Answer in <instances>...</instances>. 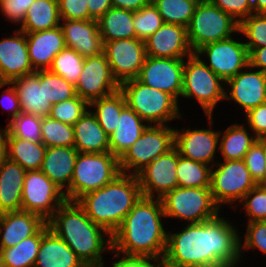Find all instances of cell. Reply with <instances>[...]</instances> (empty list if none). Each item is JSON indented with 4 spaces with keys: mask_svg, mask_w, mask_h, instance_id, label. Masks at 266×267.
I'll use <instances>...</instances> for the list:
<instances>
[{
    "mask_svg": "<svg viewBox=\"0 0 266 267\" xmlns=\"http://www.w3.org/2000/svg\"><path fill=\"white\" fill-rule=\"evenodd\" d=\"M240 237V253L242 254V247L245 249L254 248L259 249L266 255V221L248 222L246 237L241 245Z\"/></svg>",
    "mask_w": 266,
    "mask_h": 267,
    "instance_id": "c3c4849f",
    "label": "cell"
},
{
    "mask_svg": "<svg viewBox=\"0 0 266 267\" xmlns=\"http://www.w3.org/2000/svg\"><path fill=\"white\" fill-rule=\"evenodd\" d=\"M219 133L209 129H175L174 147L182 157L209 165L219 145Z\"/></svg>",
    "mask_w": 266,
    "mask_h": 267,
    "instance_id": "ffe728a7",
    "label": "cell"
},
{
    "mask_svg": "<svg viewBox=\"0 0 266 267\" xmlns=\"http://www.w3.org/2000/svg\"><path fill=\"white\" fill-rule=\"evenodd\" d=\"M0 267H3L2 266V251H1V248H0Z\"/></svg>",
    "mask_w": 266,
    "mask_h": 267,
    "instance_id": "e7e4bbea",
    "label": "cell"
},
{
    "mask_svg": "<svg viewBox=\"0 0 266 267\" xmlns=\"http://www.w3.org/2000/svg\"><path fill=\"white\" fill-rule=\"evenodd\" d=\"M174 130L167 125H148L119 158L121 173L137 175L154 159L171 150L174 147ZM130 169L134 170L133 173Z\"/></svg>",
    "mask_w": 266,
    "mask_h": 267,
    "instance_id": "30bf717a",
    "label": "cell"
},
{
    "mask_svg": "<svg viewBox=\"0 0 266 267\" xmlns=\"http://www.w3.org/2000/svg\"><path fill=\"white\" fill-rule=\"evenodd\" d=\"M144 43L150 57L184 59L194 53L189 45L187 28L177 24L163 23Z\"/></svg>",
    "mask_w": 266,
    "mask_h": 267,
    "instance_id": "ac0fdd59",
    "label": "cell"
},
{
    "mask_svg": "<svg viewBox=\"0 0 266 267\" xmlns=\"http://www.w3.org/2000/svg\"><path fill=\"white\" fill-rule=\"evenodd\" d=\"M198 56L207 54L209 68L224 82L236 76L244 68H249L248 50L245 43L238 42L232 37L208 43L198 49Z\"/></svg>",
    "mask_w": 266,
    "mask_h": 267,
    "instance_id": "9a60e30c",
    "label": "cell"
},
{
    "mask_svg": "<svg viewBox=\"0 0 266 267\" xmlns=\"http://www.w3.org/2000/svg\"><path fill=\"white\" fill-rule=\"evenodd\" d=\"M42 143L46 147H74L73 125L63 123L50 116L42 117Z\"/></svg>",
    "mask_w": 266,
    "mask_h": 267,
    "instance_id": "ab89813d",
    "label": "cell"
},
{
    "mask_svg": "<svg viewBox=\"0 0 266 267\" xmlns=\"http://www.w3.org/2000/svg\"><path fill=\"white\" fill-rule=\"evenodd\" d=\"M246 129L243 125L232 124L225 130L224 134L219 133V151L223 160L244 159L245 154L257 140L255 136H249Z\"/></svg>",
    "mask_w": 266,
    "mask_h": 267,
    "instance_id": "836d02e7",
    "label": "cell"
},
{
    "mask_svg": "<svg viewBox=\"0 0 266 267\" xmlns=\"http://www.w3.org/2000/svg\"><path fill=\"white\" fill-rule=\"evenodd\" d=\"M233 32L239 33V23L210 1L198 2L187 26L189 45L194 53L208 43L230 38Z\"/></svg>",
    "mask_w": 266,
    "mask_h": 267,
    "instance_id": "ba28073f",
    "label": "cell"
},
{
    "mask_svg": "<svg viewBox=\"0 0 266 267\" xmlns=\"http://www.w3.org/2000/svg\"><path fill=\"white\" fill-rule=\"evenodd\" d=\"M178 151L175 147L150 162L138 174L142 196L162 198L167 192L178 187L176 168ZM157 192V193H156Z\"/></svg>",
    "mask_w": 266,
    "mask_h": 267,
    "instance_id": "e0dca14e",
    "label": "cell"
},
{
    "mask_svg": "<svg viewBox=\"0 0 266 267\" xmlns=\"http://www.w3.org/2000/svg\"><path fill=\"white\" fill-rule=\"evenodd\" d=\"M162 217L165 218L161 199L141 196L111 235L115 256L123 253L163 259L168 233L163 228Z\"/></svg>",
    "mask_w": 266,
    "mask_h": 267,
    "instance_id": "7a4b0ae2",
    "label": "cell"
},
{
    "mask_svg": "<svg viewBox=\"0 0 266 267\" xmlns=\"http://www.w3.org/2000/svg\"><path fill=\"white\" fill-rule=\"evenodd\" d=\"M239 32L249 39L245 43L247 49L266 47V14L253 13L243 19L239 23Z\"/></svg>",
    "mask_w": 266,
    "mask_h": 267,
    "instance_id": "7bdbcfd3",
    "label": "cell"
},
{
    "mask_svg": "<svg viewBox=\"0 0 266 267\" xmlns=\"http://www.w3.org/2000/svg\"><path fill=\"white\" fill-rule=\"evenodd\" d=\"M246 118L253 135L260 140L266 139V103L251 109L246 113Z\"/></svg>",
    "mask_w": 266,
    "mask_h": 267,
    "instance_id": "f5cc1de1",
    "label": "cell"
},
{
    "mask_svg": "<svg viewBox=\"0 0 266 267\" xmlns=\"http://www.w3.org/2000/svg\"><path fill=\"white\" fill-rule=\"evenodd\" d=\"M238 23L254 13L252 0H209ZM241 17V18H240Z\"/></svg>",
    "mask_w": 266,
    "mask_h": 267,
    "instance_id": "681fc988",
    "label": "cell"
},
{
    "mask_svg": "<svg viewBox=\"0 0 266 267\" xmlns=\"http://www.w3.org/2000/svg\"><path fill=\"white\" fill-rule=\"evenodd\" d=\"M44 93L52 104L69 100L76 96L75 86L62 76L44 70Z\"/></svg>",
    "mask_w": 266,
    "mask_h": 267,
    "instance_id": "ee69618b",
    "label": "cell"
},
{
    "mask_svg": "<svg viewBox=\"0 0 266 267\" xmlns=\"http://www.w3.org/2000/svg\"><path fill=\"white\" fill-rule=\"evenodd\" d=\"M211 166V195L219 208L224 203L241 201L257 185L243 159L223 160L214 171V164Z\"/></svg>",
    "mask_w": 266,
    "mask_h": 267,
    "instance_id": "8fae6325",
    "label": "cell"
},
{
    "mask_svg": "<svg viewBox=\"0 0 266 267\" xmlns=\"http://www.w3.org/2000/svg\"><path fill=\"white\" fill-rule=\"evenodd\" d=\"M35 0H0V12L11 22L22 24L27 10Z\"/></svg>",
    "mask_w": 266,
    "mask_h": 267,
    "instance_id": "816d5d0a",
    "label": "cell"
},
{
    "mask_svg": "<svg viewBox=\"0 0 266 267\" xmlns=\"http://www.w3.org/2000/svg\"><path fill=\"white\" fill-rule=\"evenodd\" d=\"M87 107H90L89 104L76 95L69 100L52 104L48 116L63 123L74 125L88 110Z\"/></svg>",
    "mask_w": 266,
    "mask_h": 267,
    "instance_id": "f6af8a7d",
    "label": "cell"
},
{
    "mask_svg": "<svg viewBox=\"0 0 266 267\" xmlns=\"http://www.w3.org/2000/svg\"><path fill=\"white\" fill-rule=\"evenodd\" d=\"M27 171L5 157L0 163V214L20 211L23 181Z\"/></svg>",
    "mask_w": 266,
    "mask_h": 267,
    "instance_id": "83f0119b",
    "label": "cell"
},
{
    "mask_svg": "<svg viewBox=\"0 0 266 267\" xmlns=\"http://www.w3.org/2000/svg\"><path fill=\"white\" fill-rule=\"evenodd\" d=\"M84 267H104V263L98 265H85Z\"/></svg>",
    "mask_w": 266,
    "mask_h": 267,
    "instance_id": "be15d7a7",
    "label": "cell"
},
{
    "mask_svg": "<svg viewBox=\"0 0 266 267\" xmlns=\"http://www.w3.org/2000/svg\"><path fill=\"white\" fill-rule=\"evenodd\" d=\"M208 166L209 165L184 158L178 153V165L176 168L178 187L210 188L212 167Z\"/></svg>",
    "mask_w": 266,
    "mask_h": 267,
    "instance_id": "8d00e7d4",
    "label": "cell"
},
{
    "mask_svg": "<svg viewBox=\"0 0 266 267\" xmlns=\"http://www.w3.org/2000/svg\"><path fill=\"white\" fill-rule=\"evenodd\" d=\"M87 0H58L59 15L64 20H87Z\"/></svg>",
    "mask_w": 266,
    "mask_h": 267,
    "instance_id": "f907efd6",
    "label": "cell"
},
{
    "mask_svg": "<svg viewBox=\"0 0 266 267\" xmlns=\"http://www.w3.org/2000/svg\"><path fill=\"white\" fill-rule=\"evenodd\" d=\"M33 72L26 34L16 29L15 36L0 40V83H10Z\"/></svg>",
    "mask_w": 266,
    "mask_h": 267,
    "instance_id": "d6986e66",
    "label": "cell"
},
{
    "mask_svg": "<svg viewBox=\"0 0 266 267\" xmlns=\"http://www.w3.org/2000/svg\"><path fill=\"white\" fill-rule=\"evenodd\" d=\"M97 22L103 42L136 38L132 11L112 7Z\"/></svg>",
    "mask_w": 266,
    "mask_h": 267,
    "instance_id": "d6a6232c",
    "label": "cell"
},
{
    "mask_svg": "<svg viewBox=\"0 0 266 267\" xmlns=\"http://www.w3.org/2000/svg\"><path fill=\"white\" fill-rule=\"evenodd\" d=\"M119 174V158L111 152H78L70 187L64 192L66 200L77 201L84 194L110 183Z\"/></svg>",
    "mask_w": 266,
    "mask_h": 267,
    "instance_id": "5b68a950",
    "label": "cell"
},
{
    "mask_svg": "<svg viewBox=\"0 0 266 267\" xmlns=\"http://www.w3.org/2000/svg\"><path fill=\"white\" fill-rule=\"evenodd\" d=\"M10 83L16 90L22 113L41 118L49 115L52 103L44 93V70H37Z\"/></svg>",
    "mask_w": 266,
    "mask_h": 267,
    "instance_id": "cb8c5ba5",
    "label": "cell"
},
{
    "mask_svg": "<svg viewBox=\"0 0 266 267\" xmlns=\"http://www.w3.org/2000/svg\"><path fill=\"white\" fill-rule=\"evenodd\" d=\"M161 267H179V266L172 265V264L164 261L163 259H161Z\"/></svg>",
    "mask_w": 266,
    "mask_h": 267,
    "instance_id": "6125c7cd",
    "label": "cell"
},
{
    "mask_svg": "<svg viewBox=\"0 0 266 267\" xmlns=\"http://www.w3.org/2000/svg\"><path fill=\"white\" fill-rule=\"evenodd\" d=\"M6 85H10V87H8L4 92L3 95H5L4 97L6 98V103L8 102V104H5V98H2L0 103H2L1 105L6 108L7 110H10L12 113V118L11 120H13L14 118L17 117L18 114L21 113V107H20V102L16 93L15 88L12 86L11 83H0V88L4 87Z\"/></svg>",
    "mask_w": 266,
    "mask_h": 267,
    "instance_id": "11a10c76",
    "label": "cell"
},
{
    "mask_svg": "<svg viewBox=\"0 0 266 267\" xmlns=\"http://www.w3.org/2000/svg\"><path fill=\"white\" fill-rule=\"evenodd\" d=\"M25 34L29 60L35 71L49 69L54 57L66 47L61 26Z\"/></svg>",
    "mask_w": 266,
    "mask_h": 267,
    "instance_id": "d4e9b609",
    "label": "cell"
},
{
    "mask_svg": "<svg viewBox=\"0 0 266 267\" xmlns=\"http://www.w3.org/2000/svg\"><path fill=\"white\" fill-rule=\"evenodd\" d=\"M143 121L128 105L121 110L118 126L109 136L110 152L113 155L120 158L137 141L149 125Z\"/></svg>",
    "mask_w": 266,
    "mask_h": 267,
    "instance_id": "f546056e",
    "label": "cell"
},
{
    "mask_svg": "<svg viewBox=\"0 0 266 267\" xmlns=\"http://www.w3.org/2000/svg\"><path fill=\"white\" fill-rule=\"evenodd\" d=\"M237 229L218 215L167 234L163 260L179 267H235L240 261ZM238 261V262H237Z\"/></svg>",
    "mask_w": 266,
    "mask_h": 267,
    "instance_id": "6da1fadb",
    "label": "cell"
},
{
    "mask_svg": "<svg viewBox=\"0 0 266 267\" xmlns=\"http://www.w3.org/2000/svg\"><path fill=\"white\" fill-rule=\"evenodd\" d=\"M6 135L7 128L0 130V163L6 157Z\"/></svg>",
    "mask_w": 266,
    "mask_h": 267,
    "instance_id": "91938a15",
    "label": "cell"
},
{
    "mask_svg": "<svg viewBox=\"0 0 266 267\" xmlns=\"http://www.w3.org/2000/svg\"><path fill=\"white\" fill-rule=\"evenodd\" d=\"M184 64L182 97L195 98L212 125V115L216 104L224 100V81L217 76L200 56L193 53Z\"/></svg>",
    "mask_w": 266,
    "mask_h": 267,
    "instance_id": "52a82bcc",
    "label": "cell"
},
{
    "mask_svg": "<svg viewBox=\"0 0 266 267\" xmlns=\"http://www.w3.org/2000/svg\"><path fill=\"white\" fill-rule=\"evenodd\" d=\"M112 7L136 12L146 5L150 4L149 0H111Z\"/></svg>",
    "mask_w": 266,
    "mask_h": 267,
    "instance_id": "680465c9",
    "label": "cell"
},
{
    "mask_svg": "<svg viewBox=\"0 0 266 267\" xmlns=\"http://www.w3.org/2000/svg\"><path fill=\"white\" fill-rule=\"evenodd\" d=\"M240 202L245 203L243 209L249 216L248 222L266 221V186L257 184Z\"/></svg>",
    "mask_w": 266,
    "mask_h": 267,
    "instance_id": "7dc6e473",
    "label": "cell"
},
{
    "mask_svg": "<svg viewBox=\"0 0 266 267\" xmlns=\"http://www.w3.org/2000/svg\"><path fill=\"white\" fill-rule=\"evenodd\" d=\"M141 196L137 175L121 173L110 183L84 194L76 202L95 224L112 235Z\"/></svg>",
    "mask_w": 266,
    "mask_h": 267,
    "instance_id": "277c9868",
    "label": "cell"
},
{
    "mask_svg": "<svg viewBox=\"0 0 266 267\" xmlns=\"http://www.w3.org/2000/svg\"><path fill=\"white\" fill-rule=\"evenodd\" d=\"M88 19L98 21L102 15L112 8L111 0H87Z\"/></svg>",
    "mask_w": 266,
    "mask_h": 267,
    "instance_id": "9f6ffc18",
    "label": "cell"
},
{
    "mask_svg": "<svg viewBox=\"0 0 266 267\" xmlns=\"http://www.w3.org/2000/svg\"><path fill=\"white\" fill-rule=\"evenodd\" d=\"M230 95L225 92L224 100H234L248 113L260 104L266 103V73L260 70L240 71L236 76L226 81Z\"/></svg>",
    "mask_w": 266,
    "mask_h": 267,
    "instance_id": "44dd1931",
    "label": "cell"
},
{
    "mask_svg": "<svg viewBox=\"0 0 266 267\" xmlns=\"http://www.w3.org/2000/svg\"><path fill=\"white\" fill-rule=\"evenodd\" d=\"M58 0H35L27 10L20 30L25 33L49 30L60 26Z\"/></svg>",
    "mask_w": 266,
    "mask_h": 267,
    "instance_id": "1f68e13d",
    "label": "cell"
},
{
    "mask_svg": "<svg viewBox=\"0 0 266 267\" xmlns=\"http://www.w3.org/2000/svg\"><path fill=\"white\" fill-rule=\"evenodd\" d=\"M150 1V3H155L157 0H149Z\"/></svg>",
    "mask_w": 266,
    "mask_h": 267,
    "instance_id": "003e7915",
    "label": "cell"
},
{
    "mask_svg": "<svg viewBox=\"0 0 266 267\" xmlns=\"http://www.w3.org/2000/svg\"><path fill=\"white\" fill-rule=\"evenodd\" d=\"M153 264H152V262ZM113 267H161V260L147 256H122V259L113 262Z\"/></svg>",
    "mask_w": 266,
    "mask_h": 267,
    "instance_id": "db71d44e",
    "label": "cell"
},
{
    "mask_svg": "<svg viewBox=\"0 0 266 267\" xmlns=\"http://www.w3.org/2000/svg\"><path fill=\"white\" fill-rule=\"evenodd\" d=\"M184 59L147 56L137 79L170 94L177 102L182 94Z\"/></svg>",
    "mask_w": 266,
    "mask_h": 267,
    "instance_id": "2e32d148",
    "label": "cell"
},
{
    "mask_svg": "<svg viewBox=\"0 0 266 267\" xmlns=\"http://www.w3.org/2000/svg\"><path fill=\"white\" fill-rule=\"evenodd\" d=\"M103 43V52L117 82L137 78L147 57L144 41L128 38Z\"/></svg>",
    "mask_w": 266,
    "mask_h": 267,
    "instance_id": "4fadbf2b",
    "label": "cell"
},
{
    "mask_svg": "<svg viewBox=\"0 0 266 267\" xmlns=\"http://www.w3.org/2000/svg\"><path fill=\"white\" fill-rule=\"evenodd\" d=\"M47 147L42 142L14 137L8 130L6 135V157L26 171L40 170Z\"/></svg>",
    "mask_w": 266,
    "mask_h": 267,
    "instance_id": "4dcf8cb0",
    "label": "cell"
},
{
    "mask_svg": "<svg viewBox=\"0 0 266 267\" xmlns=\"http://www.w3.org/2000/svg\"><path fill=\"white\" fill-rule=\"evenodd\" d=\"M266 139H257L245 154L244 162L257 184L264 185L266 172Z\"/></svg>",
    "mask_w": 266,
    "mask_h": 267,
    "instance_id": "bcb514c9",
    "label": "cell"
},
{
    "mask_svg": "<svg viewBox=\"0 0 266 267\" xmlns=\"http://www.w3.org/2000/svg\"><path fill=\"white\" fill-rule=\"evenodd\" d=\"M197 4V0H157L154 3L164 23L177 24L186 28Z\"/></svg>",
    "mask_w": 266,
    "mask_h": 267,
    "instance_id": "74e56055",
    "label": "cell"
},
{
    "mask_svg": "<svg viewBox=\"0 0 266 267\" xmlns=\"http://www.w3.org/2000/svg\"><path fill=\"white\" fill-rule=\"evenodd\" d=\"M266 159V157H265ZM264 186H266V172H265V177H264Z\"/></svg>",
    "mask_w": 266,
    "mask_h": 267,
    "instance_id": "03108f58",
    "label": "cell"
},
{
    "mask_svg": "<svg viewBox=\"0 0 266 267\" xmlns=\"http://www.w3.org/2000/svg\"><path fill=\"white\" fill-rule=\"evenodd\" d=\"M60 26L64 34L65 46L74 49L83 58L103 53L104 43L96 20H64Z\"/></svg>",
    "mask_w": 266,
    "mask_h": 267,
    "instance_id": "7402d4cb",
    "label": "cell"
},
{
    "mask_svg": "<svg viewBox=\"0 0 266 267\" xmlns=\"http://www.w3.org/2000/svg\"><path fill=\"white\" fill-rule=\"evenodd\" d=\"M41 122V117L21 112L16 118L8 122L6 128L14 137L32 142H42Z\"/></svg>",
    "mask_w": 266,
    "mask_h": 267,
    "instance_id": "60d3db41",
    "label": "cell"
},
{
    "mask_svg": "<svg viewBox=\"0 0 266 267\" xmlns=\"http://www.w3.org/2000/svg\"><path fill=\"white\" fill-rule=\"evenodd\" d=\"M84 60L85 58L74 49L65 47L54 57L48 70L62 76L75 86L82 72Z\"/></svg>",
    "mask_w": 266,
    "mask_h": 267,
    "instance_id": "f35d334b",
    "label": "cell"
},
{
    "mask_svg": "<svg viewBox=\"0 0 266 267\" xmlns=\"http://www.w3.org/2000/svg\"><path fill=\"white\" fill-rule=\"evenodd\" d=\"M163 23L162 17L153 3L133 12V26L137 39L146 40L160 28Z\"/></svg>",
    "mask_w": 266,
    "mask_h": 267,
    "instance_id": "b9f144b4",
    "label": "cell"
},
{
    "mask_svg": "<svg viewBox=\"0 0 266 267\" xmlns=\"http://www.w3.org/2000/svg\"><path fill=\"white\" fill-rule=\"evenodd\" d=\"M46 223L42 216L33 212L20 210L1 213L0 248L17 245L22 240L35 235Z\"/></svg>",
    "mask_w": 266,
    "mask_h": 267,
    "instance_id": "603a6c76",
    "label": "cell"
},
{
    "mask_svg": "<svg viewBox=\"0 0 266 267\" xmlns=\"http://www.w3.org/2000/svg\"><path fill=\"white\" fill-rule=\"evenodd\" d=\"M77 155L75 147H47L40 170L57 187L61 190L66 188L67 191L71 184Z\"/></svg>",
    "mask_w": 266,
    "mask_h": 267,
    "instance_id": "4316f807",
    "label": "cell"
},
{
    "mask_svg": "<svg viewBox=\"0 0 266 267\" xmlns=\"http://www.w3.org/2000/svg\"><path fill=\"white\" fill-rule=\"evenodd\" d=\"M126 105L125 96L120 90L107 97L94 100L89 104V106L96 108L93 114L108 136L116 130L121 110Z\"/></svg>",
    "mask_w": 266,
    "mask_h": 267,
    "instance_id": "d590c367",
    "label": "cell"
},
{
    "mask_svg": "<svg viewBox=\"0 0 266 267\" xmlns=\"http://www.w3.org/2000/svg\"><path fill=\"white\" fill-rule=\"evenodd\" d=\"M253 11L256 14H266V0H252Z\"/></svg>",
    "mask_w": 266,
    "mask_h": 267,
    "instance_id": "94428289",
    "label": "cell"
},
{
    "mask_svg": "<svg viewBox=\"0 0 266 267\" xmlns=\"http://www.w3.org/2000/svg\"><path fill=\"white\" fill-rule=\"evenodd\" d=\"M248 50L249 69H259L266 73V47H260Z\"/></svg>",
    "mask_w": 266,
    "mask_h": 267,
    "instance_id": "6f0895ef",
    "label": "cell"
},
{
    "mask_svg": "<svg viewBox=\"0 0 266 267\" xmlns=\"http://www.w3.org/2000/svg\"><path fill=\"white\" fill-rule=\"evenodd\" d=\"M64 192L41 170L27 171L23 181L21 210L37 213L47 221L66 201Z\"/></svg>",
    "mask_w": 266,
    "mask_h": 267,
    "instance_id": "7c38bea8",
    "label": "cell"
},
{
    "mask_svg": "<svg viewBox=\"0 0 266 267\" xmlns=\"http://www.w3.org/2000/svg\"><path fill=\"white\" fill-rule=\"evenodd\" d=\"M74 147L80 153L110 152L109 136L90 110L73 125Z\"/></svg>",
    "mask_w": 266,
    "mask_h": 267,
    "instance_id": "f1b7e54d",
    "label": "cell"
},
{
    "mask_svg": "<svg viewBox=\"0 0 266 267\" xmlns=\"http://www.w3.org/2000/svg\"><path fill=\"white\" fill-rule=\"evenodd\" d=\"M84 263L68 245L49 229L43 226V237L34 267H84Z\"/></svg>",
    "mask_w": 266,
    "mask_h": 267,
    "instance_id": "484cf974",
    "label": "cell"
},
{
    "mask_svg": "<svg viewBox=\"0 0 266 267\" xmlns=\"http://www.w3.org/2000/svg\"><path fill=\"white\" fill-rule=\"evenodd\" d=\"M119 90L120 84L113 77L104 52L85 58L82 72L75 85L76 95L90 104Z\"/></svg>",
    "mask_w": 266,
    "mask_h": 267,
    "instance_id": "5bb4252c",
    "label": "cell"
},
{
    "mask_svg": "<svg viewBox=\"0 0 266 267\" xmlns=\"http://www.w3.org/2000/svg\"><path fill=\"white\" fill-rule=\"evenodd\" d=\"M161 201L165 217L184 219L189 224L211 220L220 211L210 188L176 187L167 192Z\"/></svg>",
    "mask_w": 266,
    "mask_h": 267,
    "instance_id": "9c48e42d",
    "label": "cell"
},
{
    "mask_svg": "<svg viewBox=\"0 0 266 267\" xmlns=\"http://www.w3.org/2000/svg\"><path fill=\"white\" fill-rule=\"evenodd\" d=\"M126 104L135 111L144 122L154 125H166L170 120L180 118L178 102L168 93L140 82L137 78L120 84Z\"/></svg>",
    "mask_w": 266,
    "mask_h": 267,
    "instance_id": "8992f818",
    "label": "cell"
},
{
    "mask_svg": "<svg viewBox=\"0 0 266 267\" xmlns=\"http://www.w3.org/2000/svg\"><path fill=\"white\" fill-rule=\"evenodd\" d=\"M43 227L33 236L22 240L17 245L1 249L3 267H34L41 239Z\"/></svg>",
    "mask_w": 266,
    "mask_h": 267,
    "instance_id": "e575fe53",
    "label": "cell"
},
{
    "mask_svg": "<svg viewBox=\"0 0 266 267\" xmlns=\"http://www.w3.org/2000/svg\"><path fill=\"white\" fill-rule=\"evenodd\" d=\"M198 2H202V1H209V0H197Z\"/></svg>",
    "mask_w": 266,
    "mask_h": 267,
    "instance_id": "a7ac6f4b",
    "label": "cell"
},
{
    "mask_svg": "<svg viewBox=\"0 0 266 267\" xmlns=\"http://www.w3.org/2000/svg\"><path fill=\"white\" fill-rule=\"evenodd\" d=\"M47 224L84 265L103 264L102 253L112 249L111 235L95 224L76 201L66 200L47 220Z\"/></svg>",
    "mask_w": 266,
    "mask_h": 267,
    "instance_id": "3957f363",
    "label": "cell"
}]
</instances>
